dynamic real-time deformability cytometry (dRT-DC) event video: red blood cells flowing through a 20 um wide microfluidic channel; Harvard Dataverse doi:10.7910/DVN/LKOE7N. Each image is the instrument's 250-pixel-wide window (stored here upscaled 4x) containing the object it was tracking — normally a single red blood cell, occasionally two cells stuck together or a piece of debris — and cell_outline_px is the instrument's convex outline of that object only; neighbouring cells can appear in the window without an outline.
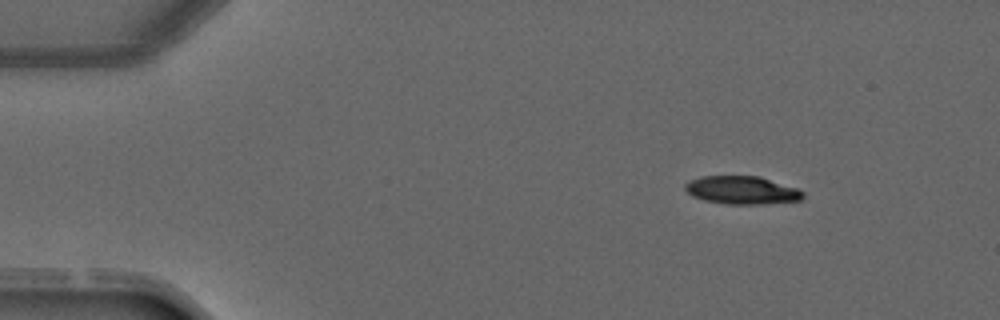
{"species": "common noctule bat (a hibernating species)", "species_latin": "Nyctalus noctula", "temperature_condition": "warm", "stored_images_in_passage": 3, "camera_frame_rate_fps": 3000, "um_per_image_px": 0.085, "animal": {"sex": "male", "forearm_length_mm": 52.5}, "frame": {"image": 1, "passage_image": 1, "time_ms": 0.0, "image_size_px": [1000, 320], "cell_outline_px": [[804, 196], [800, 200], [764, 204], [724, 204], [704, 200], [692, 196], [684, 188], [684, 184], [700, 176], [760, 176], [796, 188], [804, 192]], "centroid_in_image_um": [63.05, 16.16], "position_along_channel_um": 21.9, "area_um2": 19.25}}
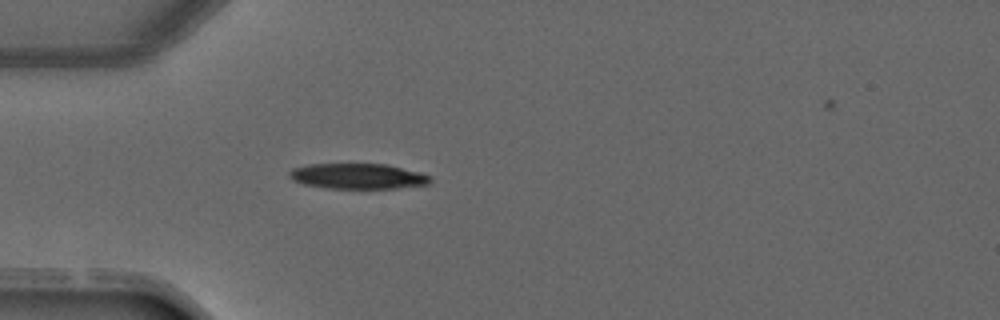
{"frame": {"image": 2, "passage_image": 3, "time_ms": 2.333, "image_size_px": [1000, 320], "cell_outline_px": [[432, 180], [428, 184], [396, 188], [328, 188], [304, 184], [292, 180], [288, 176], [288, 172], [292, 168], [308, 164], [388, 164], [420, 172], [432, 176]], "centroid_in_image_um": [30.41, 14.97], "position_along_channel_um": 54.6, "area_um2": 20.98}}